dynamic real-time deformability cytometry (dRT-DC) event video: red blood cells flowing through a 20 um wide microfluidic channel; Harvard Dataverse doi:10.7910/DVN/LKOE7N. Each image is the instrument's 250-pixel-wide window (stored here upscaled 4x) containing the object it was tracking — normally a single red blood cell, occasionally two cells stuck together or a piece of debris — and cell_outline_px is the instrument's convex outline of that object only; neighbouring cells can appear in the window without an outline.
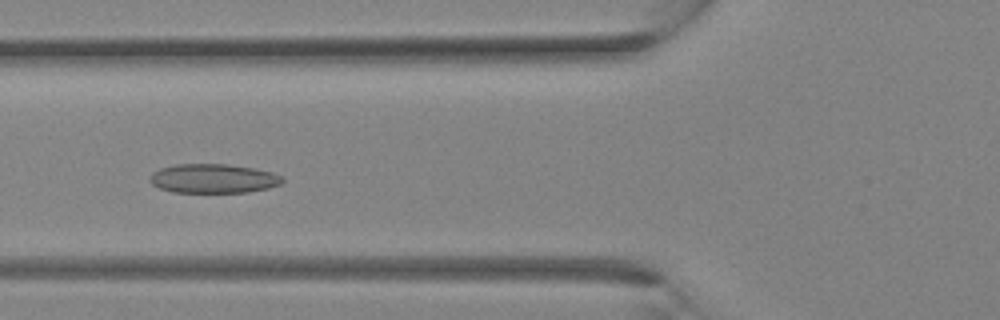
{"species": "Egyptian fruit bat (a non-hibernating species)", "species_latin": "Rousettus aegyptiacus", "temperature_condition": "room temperature", "stored_images_in_passage": 29, "camera_frame_rate_fps": 3000, "um_per_image_px": 0.085, "animal": {"sex": "female"}, "frame": {"image": 1, "passage_image": 12, "time_ms": 3.667, "image_size_px": [1000, 320], "cell_outline_px": [[284, 180], [280, 184], [268, 188], [248, 192], [172, 192], [160, 188], [152, 184], [148, 180], [152, 172], [160, 168], [176, 164], [228, 164], [256, 168], [272, 172], [284, 176]], "centroid_in_image_um": [18.14, 15.17], "position_along_channel_um": 107.7, "area_um2": 22.72}}
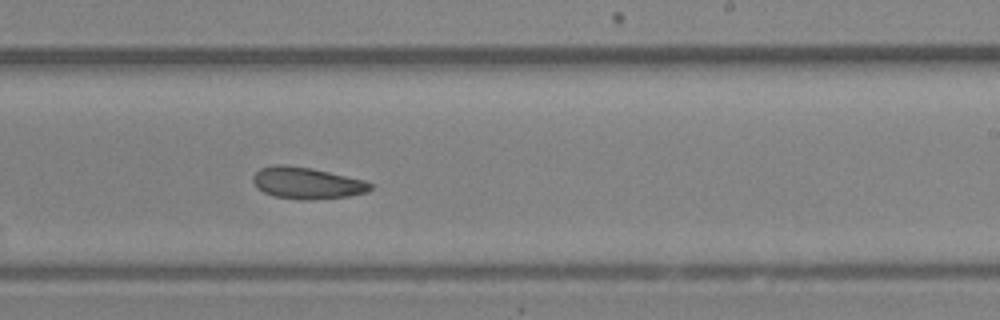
{"frame": {"image": 2, "passage_image": 20, "time_ms": 6.333, "image_size_px": [1000, 320], "cell_outline_px": [[372, 188], [368, 192], [348, 196], [308, 200], [300, 200], [276, 196], [264, 192], [256, 188], [252, 180], [252, 176], [260, 168], [272, 164], [284, 164], [312, 168], [364, 180], [372, 184]], "centroid_in_image_um": [26.05, 15.55], "position_along_channel_um": 262.9, "area_um2": 21.73}}
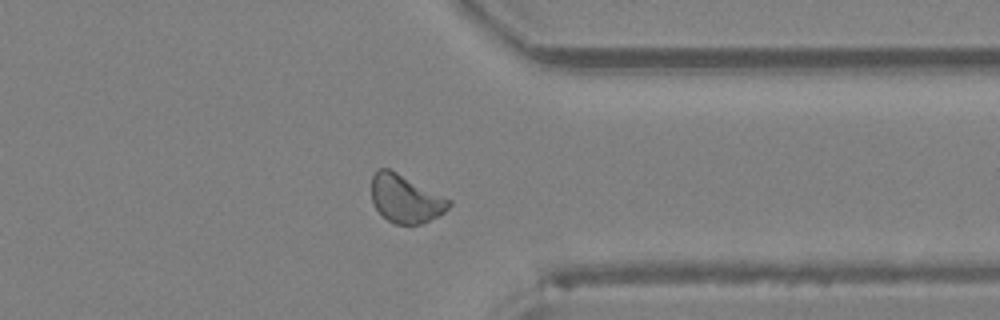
{"frame": {"image": 3, "passage_image": 26, "time_ms": 8.333, "image_size_px": [1000, 320], "cell_outline_px": [[452, 204], [444, 212], [420, 224], [396, 224], [388, 220], [376, 208], [372, 200], [372, 176], [380, 168], [388, 168], [452, 200]], "centroid_in_image_um": [34.47, 16.89], "position_along_channel_um": 376.9, "area_um2": 21.21}}